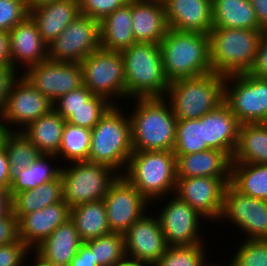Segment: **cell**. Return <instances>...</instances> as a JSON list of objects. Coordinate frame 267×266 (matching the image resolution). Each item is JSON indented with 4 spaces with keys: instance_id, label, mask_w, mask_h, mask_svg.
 Returning <instances> with one entry per match:
<instances>
[{
    "instance_id": "obj_35",
    "label": "cell",
    "mask_w": 267,
    "mask_h": 266,
    "mask_svg": "<svg viewBox=\"0 0 267 266\" xmlns=\"http://www.w3.org/2000/svg\"><path fill=\"white\" fill-rule=\"evenodd\" d=\"M98 266H116L127 261L125 238L120 233H108L84 242Z\"/></svg>"
},
{
    "instance_id": "obj_3",
    "label": "cell",
    "mask_w": 267,
    "mask_h": 266,
    "mask_svg": "<svg viewBox=\"0 0 267 266\" xmlns=\"http://www.w3.org/2000/svg\"><path fill=\"white\" fill-rule=\"evenodd\" d=\"M126 97H166L170 82L165 76L160 44L136 42L121 51Z\"/></svg>"
},
{
    "instance_id": "obj_39",
    "label": "cell",
    "mask_w": 267,
    "mask_h": 266,
    "mask_svg": "<svg viewBox=\"0 0 267 266\" xmlns=\"http://www.w3.org/2000/svg\"><path fill=\"white\" fill-rule=\"evenodd\" d=\"M204 245L168 246L164 254L152 266H208ZM205 259V260H204Z\"/></svg>"
},
{
    "instance_id": "obj_13",
    "label": "cell",
    "mask_w": 267,
    "mask_h": 266,
    "mask_svg": "<svg viewBox=\"0 0 267 266\" xmlns=\"http://www.w3.org/2000/svg\"><path fill=\"white\" fill-rule=\"evenodd\" d=\"M107 211L110 231L124 235L135 221L145 215L147 203H150L121 174L110 185L103 198Z\"/></svg>"
},
{
    "instance_id": "obj_12",
    "label": "cell",
    "mask_w": 267,
    "mask_h": 266,
    "mask_svg": "<svg viewBox=\"0 0 267 266\" xmlns=\"http://www.w3.org/2000/svg\"><path fill=\"white\" fill-rule=\"evenodd\" d=\"M25 72L21 76L52 102L83 86V71L80 63L56 62L47 59L28 67Z\"/></svg>"
},
{
    "instance_id": "obj_27",
    "label": "cell",
    "mask_w": 267,
    "mask_h": 266,
    "mask_svg": "<svg viewBox=\"0 0 267 266\" xmlns=\"http://www.w3.org/2000/svg\"><path fill=\"white\" fill-rule=\"evenodd\" d=\"M100 47L107 51H123L136 43L132 31L131 0L99 22Z\"/></svg>"
},
{
    "instance_id": "obj_46",
    "label": "cell",
    "mask_w": 267,
    "mask_h": 266,
    "mask_svg": "<svg viewBox=\"0 0 267 266\" xmlns=\"http://www.w3.org/2000/svg\"><path fill=\"white\" fill-rule=\"evenodd\" d=\"M17 72L12 65H0V113L6 107L10 88L18 76Z\"/></svg>"
},
{
    "instance_id": "obj_51",
    "label": "cell",
    "mask_w": 267,
    "mask_h": 266,
    "mask_svg": "<svg viewBox=\"0 0 267 266\" xmlns=\"http://www.w3.org/2000/svg\"><path fill=\"white\" fill-rule=\"evenodd\" d=\"M0 65H12L9 32L0 31Z\"/></svg>"
},
{
    "instance_id": "obj_11",
    "label": "cell",
    "mask_w": 267,
    "mask_h": 266,
    "mask_svg": "<svg viewBox=\"0 0 267 266\" xmlns=\"http://www.w3.org/2000/svg\"><path fill=\"white\" fill-rule=\"evenodd\" d=\"M47 48L49 60L81 63L101 48L99 21L80 13Z\"/></svg>"
},
{
    "instance_id": "obj_23",
    "label": "cell",
    "mask_w": 267,
    "mask_h": 266,
    "mask_svg": "<svg viewBox=\"0 0 267 266\" xmlns=\"http://www.w3.org/2000/svg\"><path fill=\"white\" fill-rule=\"evenodd\" d=\"M204 122L207 146L226 152L231 158L238 142L240 123L223 102L216 109L200 118Z\"/></svg>"
},
{
    "instance_id": "obj_58",
    "label": "cell",
    "mask_w": 267,
    "mask_h": 266,
    "mask_svg": "<svg viewBox=\"0 0 267 266\" xmlns=\"http://www.w3.org/2000/svg\"><path fill=\"white\" fill-rule=\"evenodd\" d=\"M146 1L159 2L164 4L167 0H146Z\"/></svg>"
},
{
    "instance_id": "obj_17",
    "label": "cell",
    "mask_w": 267,
    "mask_h": 266,
    "mask_svg": "<svg viewBox=\"0 0 267 266\" xmlns=\"http://www.w3.org/2000/svg\"><path fill=\"white\" fill-rule=\"evenodd\" d=\"M159 215L161 230L168 246L193 245L204 243L199 236V219L204 218L176 194Z\"/></svg>"
},
{
    "instance_id": "obj_45",
    "label": "cell",
    "mask_w": 267,
    "mask_h": 266,
    "mask_svg": "<svg viewBox=\"0 0 267 266\" xmlns=\"http://www.w3.org/2000/svg\"><path fill=\"white\" fill-rule=\"evenodd\" d=\"M29 251L31 250L20 239L0 246V266H24V258Z\"/></svg>"
},
{
    "instance_id": "obj_43",
    "label": "cell",
    "mask_w": 267,
    "mask_h": 266,
    "mask_svg": "<svg viewBox=\"0 0 267 266\" xmlns=\"http://www.w3.org/2000/svg\"><path fill=\"white\" fill-rule=\"evenodd\" d=\"M93 93L85 86H81L59 97L53 102V109L65 120L73 113V110L84 105Z\"/></svg>"
},
{
    "instance_id": "obj_21",
    "label": "cell",
    "mask_w": 267,
    "mask_h": 266,
    "mask_svg": "<svg viewBox=\"0 0 267 266\" xmlns=\"http://www.w3.org/2000/svg\"><path fill=\"white\" fill-rule=\"evenodd\" d=\"M164 8L171 29L209 34L213 28L212 0H167Z\"/></svg>"
},
{
    "instance_id": "obj_28",
    "label": "cell",
    "mask_w": 267,
    "mask_h": 266,
    "mask_svg": "<svg viewBox=\"0 0 267 266\" xmlns=\"http://www.w3.org/2000/svg\"><path fill=\"white\" fill-rule=\"evenodd\" d=\"M66 120L54 109L19 129L41 154H58ZM22 130V131H21Z\"/></svg>"
},
{
    "instance_id": "obj_38",
    "label": "cell",
    "mask_w": 267,
    "mask_h": 266,
    "mask_svg": "<svg viewBox=\"0 0 267 266\" xmlns=\"http://www.w3.org/2000/svg\"><path fill=\"white\" fill-rule=\"evenodd\" d=\"M91 129L65 123L62 141L57 156L67 161H88Z\"/></svg>"
},
{
    "instance_id": "obj_1",
    "label": "cell",
    "mask_w": 267,
    "mask_h": 266,
    "mask_svg": "<svg viewBox=\"0 0 267 266\" xmlns=\"http://www.w3.org/2000/svg\"><path fill=\"white\" fill-rule=\"evenodd\" d=\"M160 50L169 82L213 72L209 34L169 28L160 43Z\"/></svg>"
},
{
    "instance_id": "obj_9",
    "label": "cell",
    "mask_w": 267,
    "mask_h": 266,
    "mask_svg": "<svg viewBox=\"0 0 267 266\" xmlns=\"http://www.w3.org/2000/svg\"><path fill=\"white\" fill-rule=\"evenodd\" d=\"M224 102L240 124L267 123V78L250 73L225 76Z\"/></svg>"
},
{
    "instance_id": "obj_49",
    "label": "cell",
    "mask_w": 267,
    "mask_h": 266,
    "mask_svg": "<svg viewBox=\"0 0 267 266\" xmlns=\"http://www.w3.org/2000/svg\"><path fill=\"white\" fill-rule=\"evenodd\" d=\"M68 266H98L90 248L83 242Z\"/></svg>"
},
{
    "instance_id": "obj_29",
    "label": "cell",
    "mask_w": 267,
    "mask_h": 266,
    "mask_svg": "<svg viewBox=\"0 0 267 266\" xmlns=\"http://www.w3.org/2000/svg\"><path fill=\"white\" fill-rule=\"evenodd\" d=\"M213 27L264 30L249 0H212Z\"/></svg>"
},
{
    "instance_id": "obj_57",
    "label": "cell",
    "mask_w": 267,
    "mask_h": 266,
    "mask_svg": "<svg viewBox=\"0 0 267 266\" xmlns=\"http://www.w3.org/2000/svg\"><path fill=\"white\" fill-rule=\"evenodd\" d=\"M116 266H148V265L138 264V263L131 262V261H125L124 263H122L120 265H116Z\"/></svg>"
},
{
    "instance_id": "obj_55",
    "label": "cell",
    "mask_w": 267,
    "mask_h": 266,
    "mask_svg": "<svg viewBox=\"0 0 267 266\" xmlns=\"http://www.w3.org/2000/svg\"><path fill=\"white\" fill-rule=\"evenodd\" d=\"M24 1H25V4L27 5V8L30 11L31 9H34L40 5L55 2L58 0H24Z\"/></svg>"
},
{
    "instance_id": "obj_10",
    "label": "cell",
    "mask_w": 267,
    "mask_h": 266,
    "mask_svg": "<svg viewBox=\"0 0 267 266\" xmlns=\"http://www.w3.org/2000/svg\"><path fill=\"white\" fill-rule=\"evenodd\" d=\"M83 71V85L93 94L106 99L125 98L124 60L120 51H107L102 48L93 51L80 63Z\"/></svg>"
},
{
    "instance_id": "obj_22",
    "label": "cell",
    "mask_w": 267,
    "mask_h": 266,
    "mask_svg": "<svg viewBox=\"0 0 267 266\" xmlns=\"http://www.w3.org/2000/svg\"><path fill=\"white\" fill-rule=\"evenodd\" d=\"M131 16L136 42L160 44L169 30L163 3L131 0Z\"/></svg>"
},
{
    "instance_id": "obj_8",
    "label": "cell",
    "mask_w": 267,
    "mask_h": 266,
    "mask_svg": "<svg viewBox=\"0 0 267 266\" xmlns=\"http://www.w3.org/2000/svg\"><path fill=\"white\" fill-rule=\"evenodd\" d=\"M61 169L63 200L72 208L91 201L103 200L110 185L120 175L105 165L89 161H75Z\"/></svg>"
},
{
    "instance_id": "obj_52",
    "label": "cell",
    "mask_w": 267,
    "mask_h": 266,
    "mask_svg": "<svg viewBox=\"0 0 267 266\" xmlns=\"http://www.w3.org/2000/svg\"><path fill=\"white\" fill-rule=\"evenodd\" d=\"M249 2L256 12L260 26L267 30V0H249Z\"/></svg>"
},
{
    "instance_id": "obj_4",
    "label": "cell",
    "mask_w": 267,
    "mask_h": 266,
    "mask_svg": "<svg viewBox=\"0 0 267 266\" xmlns=\"http://www.w3.org/2000/svg\"><path fill=\"white\" fill-rule=\"evenodd\" d=\"M264 30L213 27L209 33L213 72L222 75L249 73Z\"/></svg>"
},
{
    "instance_id": "obj_44",
    "label": "cell",
    "mask_w": 267,
    "mask_h": 266,
    "mask_svg": "<svg viewBox=\"0 0 267 266\" xmlns=\"http://www.w3.org/2000/svg\"><path fill=\"white\" fill-rule=\"evenodd\" d=\"M129 0H78L81 14L98 20L99 22L107 15L121 8Z\"/></svg>"
},
{
    "instance_id": "obj_25",
    "label": "cell",
    "mask_w": 267,
    "mask_h": 266,
    "mask_svg": "<svg viewBox=\"0 0 267 266\" xmlns=\"http://www.w3.org/2000/svg\"><path fill=\"white\" fill-rule=\"evenodd\" d=\"M80 14L78 0H58L30 10L43 41L48 45Z\"/></svg>"
},
{
    "instance_id": "obj_47",
    "label": "cell",
    "mask_w": 267,
    "mask_h": 266,
    "mask_svg": "<svg viewBox=\"0 0 267 266\" xmlns=\"http://www.w3.org/2000/svg\"><path fill=\"white\" fill-rule=\"evenodd\" d=\"M18 239V220L11 211L0 219V246L11 244Z\"/></svg>"
},
{
    "instance_id": "obj_53",
    "label": "cell",
    "mask_w": 267,
    "mask_h": 266,
    "mask_svg": "<svg viewBox=\"0 0 267 266\" xmlns=\"http://www.w3.org/2000/svg\"><path fill=\"white\" fill-rule=\"evenodd\" d=\"M12 211V197L9 189L0 187V219Z\"/></svg>"
},
{
    "instance_id": "obj_33",
    "label": "cell",
    "mask_w": 267,
    "mask_h": 266,
    "mask_svg": "<svg viewBox=\"0 0 267 266\" xmlns=\"http://www.w3.org/2000/svg\"><path fill=\"white\" fill-rule=\"evenodd\" d=\"M230 184L244 195L267 200V164L232 163Z\"/></svg>"
},
{
    "instance_id": "obj_56",
    "label": "cell",
    "mask_w": 267,
    "mask_h": 266,
    "mask_svg": "<svg viewBox=\"0 0 267 266\" xmlns=\"http://www.w3.org/2000/svg\"><path fill=\"white\" fill-rule=\"evenodd\" d=\"M35 264L33 266H55L53 264H50L49 262L45 261L41 256H39L37 253H35Z\"/></svg>"
},
{
    "instance_id": "obj_42",
    "label": "cell",
    "mask_w": 267,
    "mask_h": 266,
    "mask_svg": "<svg viewBox=\"0 0 267 266\" xmlns=\"http://www.w3.org/2000/svg\"><path fill=\"white\" fill-rule=\"evenodd\" d=\"M29 15L24 0H0V31L9 32Z\"/></svg>"
},
{
    "instance_id": "obj_30",
    "label": "cell",
    "mask_w": 267,
    "mask_h": 266,
    "mask_svg": "<svg viewBox=\"0 0 267 266\" xmlns=\"http://www.w3.org/2000/svg\"><path fill=\"white\" fill-rule=\"evenodd\" d=\"M232 163L267 164V123L240 125Z\"/></svg>"
},
{
    "instance_id": "obj_20",
    "label": "cell",
    "mask_w": 267,
    "mask_h": 266,
    "mask_svg": "<svg viewBox=\"0 0 267 266\" xmlns=\"http://www.w3.org/2000/svg\"><path fill=\"white\" fill-rule=\"evenodd\" d=\"M12 67L26 69L48 59V45L43 41L36 22L29 15L9 31Z\"/></svg>"
},
{
    "instance_id": "obj_7",
    "label": "cell",
    "mask_w": 267,
    "mask_h": 266,
    "mask_svg": "<svg viewBox=\"0 0 267 266\" xmlns=\"http://www.w3.org/2000/svg\"><path fill=\"white\" fill-rule=\"evenodd\" d=\"M124 116L114 104L91 129L89 162L105 164L118 173L121 166L127 167L134 150L130 117Z\"/></svg>"
},
{
    "instance_id": "obj_40",
    "label": "cell",
    "mask_w": 267,
    "mask_h": 266,
    "mask_svg": "<svg viewBox=\"0 0 267 266\" xmlns=\"http://www.w3.org/2000/svg\"><path fill=\"white\" fill-rule=\"evenodd\" d=\"M113 105L105 97L93 94L84 105L73 110L66 122L92 129Z\"/></svg>"
},
{
    "instance_id": "obj_34",
    "label": "cell",
    "mask_w": 267,
    "mask_h": 266,
    "mask_svg": "<svg viewBox=\"0 0 267 266\" xmlns=\"http://www.w3.org/2000/svg\"><path fill=\"white\" fill-rule=\"evenodd\" d=\"M54 158L57 159V155L40 154L34 162L22 169V171L12 179L9 188L11 197L18 192L34 189L43 183L57 179L60 176L62 168H52L53 166L46 163L50 162L48 161L49 159H52V161L55 160Z\"/></svg>"
},
{
    "instance_id": "obj_50",
    "label": "cell",
    "mask_w": 267,
    "mask_h": 266,
    "mask_svg": "<svg viewBox=\"0 0 267 266\" xmlns=\"http://www.w3.org/2000/svg\"><path fill=\"white\" fill-rule=\"evenodd\" d=\"M10 167L4 146L0 148V187L9 189L11 186Z\"/></svg>"
},
{
    "instance_id": "obj_2",
    "label": "cell",
    "mask_w": 267,
    "mask_h": 266,
    "mask_svg": "<svg viewBox=\"0 0 267 266\" xmlns=\"http://www.w3.org/2000/svg\"><path fill=\"white\" fill-rule=\"evenodd\" d=\"M165 97L137 98L130 114L134 151L173 150L177 119Z\"/></svg>"
},
{
    "instance_id": "obj_54",
    "label": "cell",
    "mask_w": 267,
    "mask_h": 266,
    "mask_svg": "<svg viewBox=\"0 0 267 266\" xmlns=\"http://www.w3.org/2000/svg\"><path fill=\"white\" fill-rule=\"evenodd\" d=\"M2 119V120H1ZM0 148L5 145V141L9 134L12 132V128L5 125V120L0 113ZM4 123V124H3Z\"/></svg>"
},
{
    "instance_id": "obj_48",
    "label": "cell",
    "mask_w": 267,
    "mask_h": 266,
    "mask_svg": "<svg viewBox=\"0 0 267 266\" xmlns=\"http://www.w3.org/2000/svg\"><path fill=\"white\" fill-rule=\"evenodd\" d=\"M249 73L255 77L267 78V30L262 34L256 58Z\"/></svg>"
},
{
    "instance_id": "obj_32",
    "label": "cell",
    "mask_w": 267,
    "mask_h": 266,
    "mask_svg": "<svg viewBox=\"0 0 267 266\" xmlns=\"http://www.w3.org/2000/svg\"><path fill=\"white\" fill-rule=\"evenodd\" d=\"M63 200L62 179L43 183L34 189L21 191L12 197V212L18 220L26 215Z\"/></svg>"
},
{
    "instance_id": "obj_24",
    "label": "cell",
    "mask_w": 267,
    "mask_h": 266,
    "mask_svg": "<svg viewBox=\"0 0 267 266\" xmlns=\"http://www.w3.org/2000/svg\"><path fill=\"white\" fill-rule=\"evenodd\" d=\"M175 156L177 178L231 177L232 158L224 151L209 149Z\"/></svg>"
},
{
    "instance_id": "obj_26",
    "label": "cell",
    "mask_w": 267,
    "mask_h": 266,
    "mask_svg": "<svg viewBox=\"0 0 267 266\" xmlns=\"http://www.w3.org/2000/svg\"><path fill=\"white\" fill-rule=\"evenodd\" d=\"M82 243L74 223L69 219L34 250L50 264L68 266Z\"/></svg>"
},
{
    "instance_id": "obj_36",
    "label": "cell",
    "mask_w": 267,
    "mask_h": 266,
    "mask_svg": "<svg viewBox=\"0 0 267 266\" xmlns=\"http://www.w3.org/2000/svg\"><path fill=\"white\" fill-rule=\"evenodd\" d=\"M205 140L204 122L199 119L177 120L175 131V155L209 150Z\"/></svg>"
},
{
    "instance_id": "obj_5",
    "label": "cell",
    "mask_w": 267,
    "mask_h": 266,
    "mask_svg": "<svg viewBox=\"0 0 267 266\" xmlns=\"http://www.w3.org/2000/svg\"><path fill=\"white\" fill-rule=\"evenodd\" d=\"M125 169L121 175L148 201L173 194L175 190L177 175L173 150L133 151Z\"/></svg>"
},
{
    "instance_id": "obj_37",
    "label": "cell",
    "mask_w": 267,
    "mask_h": 266,
    "mask_svg": "<svg viewBox=\"0 0 267 266\" xmlns=\"http://www.w3.org/2000/svg\"><path fill=\"white\" fill-rule=\"evenodd\" d=\"M10 167L11 180L41 154L36 146L20 131H12L4 145Z\"/></svg>"
},
{
    "instance_id": "obj_41",
    "label": "cell",
    "mask_w": 267,
    "mask_h": 266,
    "mask_svg": "<svg viewBox=\"0 0 267 266\" xmlns=\"http://www.w3.org/2000/svg\"><path fill=\"white\" fill-rule=\"evenodd\" d=\"M245 241L237 249L228 266H267V240L246 239Z\"/></svg>"
},
{
    "instance_id": "obj_6",
    "label": "cell",
    "mask_w": 267,
    "mask_h": 266,
    "mask_svg": "<svg viewBox=\"0 0 267 266\" xmlns=\"http://www.w3.org/2000/svg\"><path fill=\"white\" fill-rule=\"evenodd\" d=\"M225 77L211 72L171 81L166 96L177 120L199 119L224 102Z\"/></svg>"
},
{
    "instance_id": "obj_15",
    "label": "cell",
    "mask_w": 267,
    "mask_h": 266,
    "mask_svg": "<svg viewBox=\"0 0 267 266\" xmlns=\"http://www.w3.org/2000/svg\"><path fill=\"white\" fill-rule=\"evenodd\" d=\"M231 177L177 178L174 193L205 219H220L224 193Z\"/></svg>"
},
{
    "instance_id": "obj_19",
    "label": "cell",
    "mask_w": 267,
    "mask_h": 266,
    "mask_svg": "<svg viewBox=\"0 0 267 266\" xmlns=\"http://www.w3.org/2000/svg\"><path fill=\"white\" fill-rule=\"evenodd\" d=\"M71 208L62 200L35 212L22 215L18 219V237L26 246L34 250L45 241L54 230L70 219ZM34 246V247H33Z\"/></svg>"
},
{
    "instance_id": "obj_18",
    "label": "cell",
    "mask_w": 267,
    "mask_h": 266,
    "mask_svg": "<svg viewBox=\"0 0 267 266\" xmlns=\"http://www.w3.org/2000/svg\"><path fill=\"white\" fill-rule=\"evenodd\" d=\"M53 109V102L42 95L22 76L11 88L5 109L1 112L6 125L27 126Z\"/></svg>"
},
{
    "instance_id": "obj_14",
    "label": "cell",
    "mask_w": 267,
    "mask_h": 266,
    "mask_svg": "<svg viewBox=\"0 0 267 266\" xmlns=\"http://www.w3.org/2000/svg\"><path fill=\"white\" fill-rule=\"evenodd\" d=\"M220 218L231 220L247 239L267 240V200L244 195L230 183L225 189Z\"/></svg>"
},
{
    "instance_id": "obj_16",
    "label": "cell",
    "mask_w": 267,
    "mask_h": 266,
    "mask_svg": "<svg viewBox=\"0 0 267 266\" xmlns=\"http://www.w3.org/2000/svg\"><path fill=\"white\" fill-rule=\"evenodd\" d=\"M124 238L127 261L138 264L152 266L168 248L158 218L150 215L135 221Z\"/></svg>"
},
{
    "instance_id": "obj_31",
    "label": "cell",
    "mask_w": 267,
    "mask_h": 266,
    "mask_svg": "<svg viewBox=\"0 0 267 266\" xmlns=\"http://www.w3.org/2000/svg\"><path fill=\"white\" fill-rule=\"evenodd\" d=\"M70 220L74 223L82 242L111 233L103 200L82 203L72 207Z\"/></svg>"
}]
</instances>
